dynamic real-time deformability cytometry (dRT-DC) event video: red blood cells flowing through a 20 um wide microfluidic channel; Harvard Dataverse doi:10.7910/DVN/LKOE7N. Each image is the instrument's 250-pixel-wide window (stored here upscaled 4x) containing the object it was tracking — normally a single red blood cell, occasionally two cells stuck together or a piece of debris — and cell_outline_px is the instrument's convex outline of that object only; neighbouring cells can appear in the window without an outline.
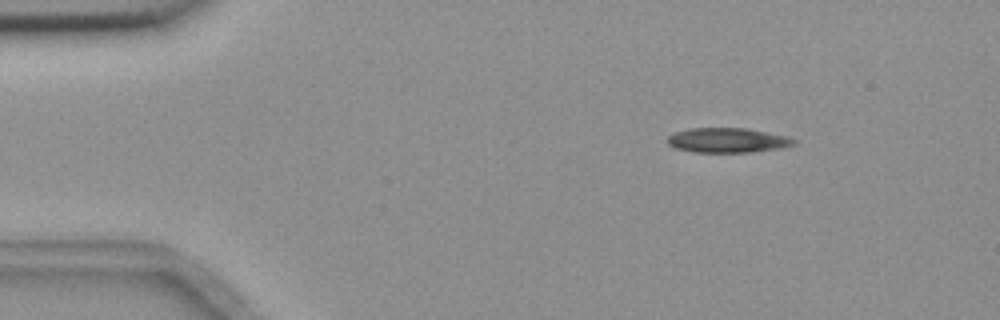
{"species": "common noctule bat (a hibernating species)", "species_latin": "Nyctalus noctula", "temperature_condition": "room temperature", "stored_images_in_passage": 4, "camera_frame_rate_fps": 3000, "um_per_image_px": 0.085, "animal": {"sex": "female", "body_mass_g": 18.4}, "frame": {"image": 1, "passage_image": 2, "time_ms": 2.0, "image_size_px": [1000, 320], "cell_outline_px": [[796, 144], [780, 148], [748, 152], [696, 152], [676, 148], [668, 144], [668, 136], [676, 132], [692, 128], [748, 128], [788, 136], [796, 140]], "centroid_in_image_um": [61.88, 11.91], "position_along_channel_um": 23.1, "area_um2": 18.09}}